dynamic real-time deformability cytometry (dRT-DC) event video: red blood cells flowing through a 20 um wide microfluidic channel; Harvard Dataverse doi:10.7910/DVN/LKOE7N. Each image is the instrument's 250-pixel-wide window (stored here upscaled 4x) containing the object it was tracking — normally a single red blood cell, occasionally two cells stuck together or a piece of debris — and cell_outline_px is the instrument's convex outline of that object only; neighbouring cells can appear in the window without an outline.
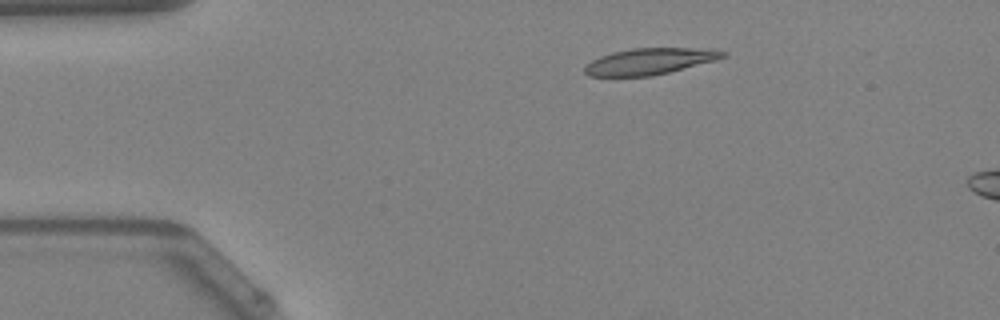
{"species": "Egyptian fruit bat (a non-hibernating species)", "species_latin": "Rousettus aegyptiacus", "temperature_condition": "warm", "stored_images_in_passage": 40, "camera_frame_rate_fps": 3000, "um_per_image_px": 0.085, "animal": {"sex": "female"}, "frame": {"image": 1, "passage_image": 1, "time_ms": 0.0, "image_size_px": [1000, 320], "cell_outline_px": [[728, 56], [716, 60], [652, 76], [588, 76], [584, 72], [584, 68], [592, 60], [600, 56], [612, 52], [632, 48], [716, 48], [728, 52]], "centroid_in_image_um": [55.29, 5.2], "position_along_channel_um": 29.7, "area_um2": 21.33}}
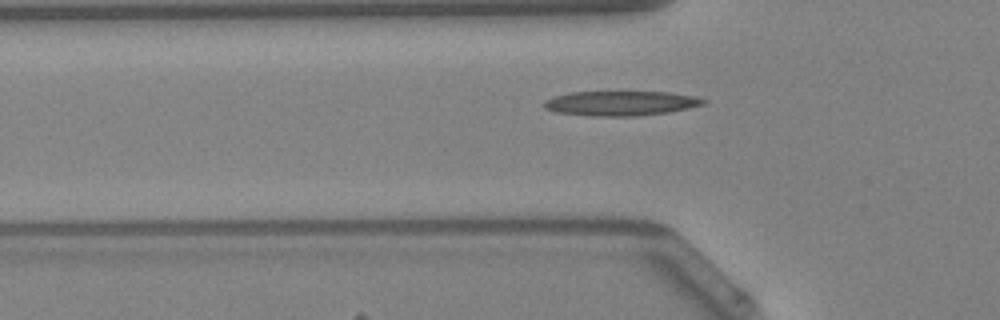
{"frame": {"image": 2, "passage_image": 8, "time_ms": 2.333, "image_size_px": [1000, 320], "cell_outline_px": [[708, 100], [704, 104], [688, 108], [668, 112], [636, 116], [592, 116], [556, 112], [544, 108], [544, 100], [552, 96], [568, 92], [668, 92], [692, 96]], "centroid_in_image_um": [52.71, 8.78], "position_along_channel_um": 73.1, "area_um2": 22.89}}